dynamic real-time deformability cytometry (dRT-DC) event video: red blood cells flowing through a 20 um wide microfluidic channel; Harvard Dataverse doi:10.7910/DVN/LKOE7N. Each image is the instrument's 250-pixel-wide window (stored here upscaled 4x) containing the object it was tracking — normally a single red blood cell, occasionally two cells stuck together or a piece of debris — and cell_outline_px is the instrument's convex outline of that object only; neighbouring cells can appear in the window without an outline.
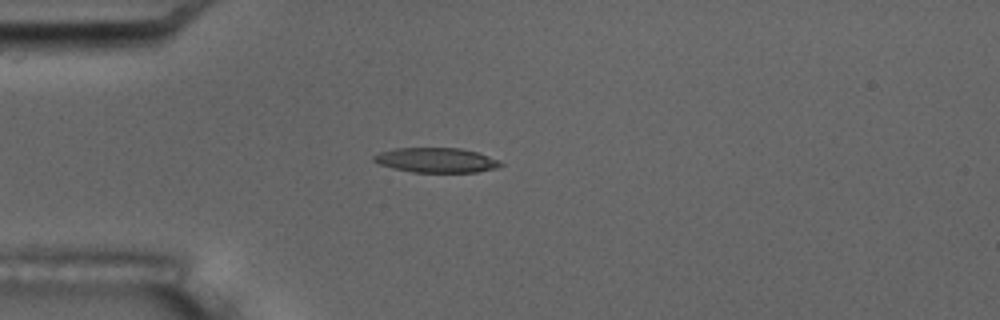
{"species": "common noctule bat (a hibernating species)", "species_latin": "Nyctalus noctula", "temperature_condition": "room temperature", "stored_images_in_passage": 4, "camera_frame_rate_fps": 3000, "um_per_image_px": 0.085, "animal": {"sex": "male", "body_mass_g": 17.5, "forearm_length_mm": 52.3}, "frame": {"image": 1, "passage_image": 3, "time_ms": 2.667, "image_size_px": [1000, 320], "cell_outline_px": [[504, 164], [496, 168], [476, 172], [412, 172], [392, 168], [380, 164], [372, 160], [372, 156], [380, 152], [396, 148], [460, 148], [476, 152], [500, 160]], "centroid_in_image_um": [37.07, 13.61], "position_along_channel_um": 47.9, "area_um2": 18.26}}